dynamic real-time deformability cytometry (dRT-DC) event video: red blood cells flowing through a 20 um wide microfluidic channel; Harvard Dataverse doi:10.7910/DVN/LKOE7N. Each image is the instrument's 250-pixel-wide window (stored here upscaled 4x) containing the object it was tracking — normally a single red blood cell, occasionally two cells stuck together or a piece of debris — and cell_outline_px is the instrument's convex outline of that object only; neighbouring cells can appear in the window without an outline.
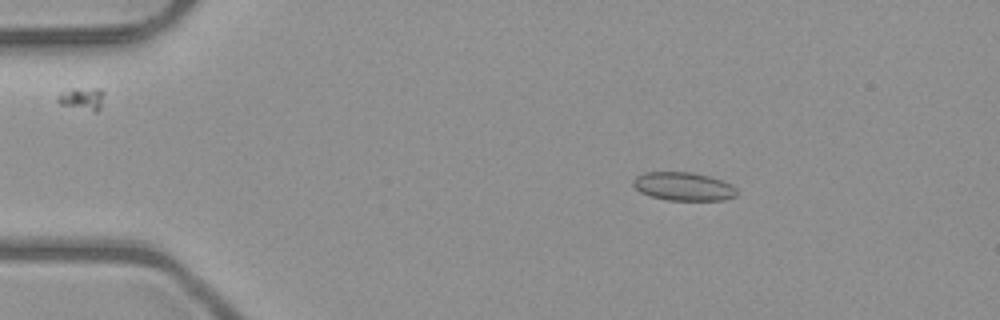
{"species": "common noctule bat (a hibernating species)", "species_latin": "Nyctalus noctula", "temperature_condition": "room temperature", "stored_images_in_passage": 46, "camera_frame_rate_fps": 3000, "um_per_image_px": 0.085, "animal": {"sex": "male", "body_mass_g": 23.1, "forearm_length_mm": 52.7}, "frame": {"image": 1, "passage_image": 3, "time_ms": 0.667, "image_size_px": [1000, 320], "cell_outline_px": [[736, 196], [724, 200], [668, 200], [652, 196], [640, 192], [632, 184], [632, 180], [636, 176], [644, 172], [692, 172], [708, 176], [732, 184], [736, 188]], "centroid_in_image_um": [58.08, 15.84], "position_along_channel_um": 26.9, "area_um2": 17.11}}
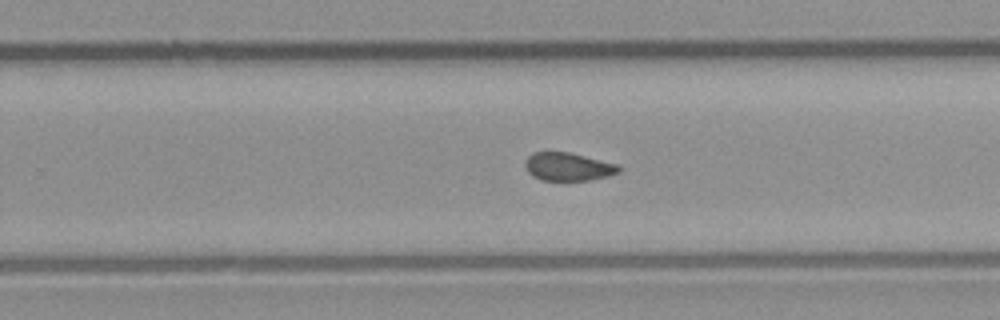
{"frame": {"image": 2, "passage_image": 27, "time_ms": 8.667, "image_size_px": [1000, 320], "cell_outline_px": [[620, 172], [608, 176], [592, 180], [540, 180], [532, 176], [524, 168], [524, 160], [532, 152], [568, 152], [616, 164], [620, 168]], "centroid_in_image_um": [48.23, 14.17], "position_along_channel_um": 281.6, "area_um2": 15.37}}
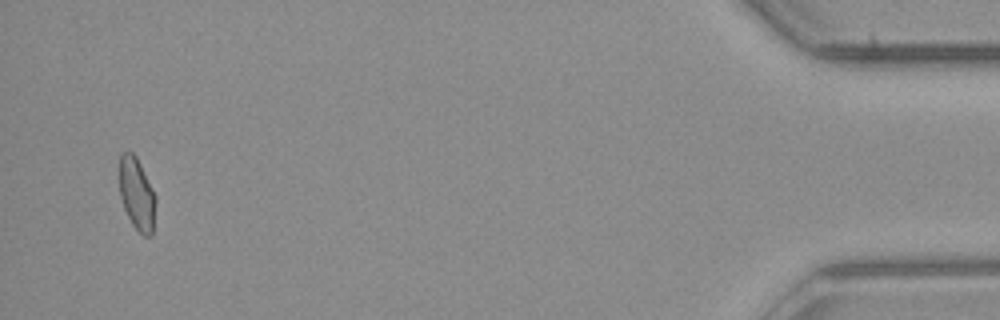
{"frame": {"image": 3, "passage_image": 44, "time_ms": 14.333, "image_size_px": [1000, 320], "cell_outline_px": [[156, 204], [152, 236], [144, 236], [132, 224], [124, 208], [120, 196], [120, 152], [132, 152], [136, 156], [156, 196]], "centroid_in_image_um": [11.64, 16.5], "position_along_channel_um": 423.6, "area_um2": 15.2}, "authors_computed_cell_mechanics": {"area_um2": 16.0106, "velocity_mm_per_s": 4.0308, "shape_relaxation_time_tau1_ms": 8.612, "shape_relaxation_time_tau2_ms": 1.9364, "deformation_change_tau1": 0.1454, "deformation_change_tau2": 0.0768}}